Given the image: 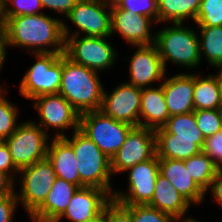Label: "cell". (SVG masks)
I'll list each match as a JSON object with an SVG mask.
<instances>
[{"mask_svg": "<svg viewBox=\"0 0 222 222\" xmlns=\"http://www.w3.org/2000/svg\"><path fill=\"white\" fill-rule=\"evenodd\" d=\"M112 201V194L97 187H82L73 194L65 212L55 221L68 218L72 222H85L99 218Z\"/></svg>", "mask_w": 222, "mask_h": 222, "instance_id": "9a60e30c", "label": "cell"}, {"mask_svg": "<svg viewBox=\"0 0 222 222\" xmlns=\"http://www.w3.org/2000/svg\"><path fill=\"white\" fill-rule=\"evenodd\" d=\"M14 180L6 173L0 171V197L14 193Z\"/></svg>", "mask_w": 222, "mask_h": 222, "instance_id": "b9f144b4", "label": "cell"}, {"mask_svg": "<svg viewBox=\"0 0 222 222\" xmlns=\"http://www.w3.org/2000/svg\"><path fill=\"white\" fill-rule=\"evenodd\" d=\"M151 207L171 215L181 222L186 218V214L191 204L172 186V184L160 173L157 175L155 190L151 202Z\"/></svg>", "mask_w": 222, "mask_h": 222, "instance_id": "7402d4cb", "label": "cell"}, {"mask_svg": "<svg viewBox=\"0 0 222 222\" xmlns=\"http://www.w3.org/2000/svg\"><path fill=\"white\" fill-rule=\"evenodd\" d=\"M129 61V84L139 88L152 87L155 81L164 80L166 70L155 44L136 46Z\"/></svg>", "mask_w": 222, "mask_h": 222, "instance_id": "2e32d148", "label": "cell"}, {"mask_svg": "<svg viewBox=\"0 0 222 222\" xmlns=\"http://www.w3.org/2000/svg\"><path fill=\"white\" fill-rule=\"evenodd\" d=\"M156 155L155 130L145 127H133L124 143L111 158L113 174L123 173L138 163L147 161Z\"/></svg>", "mask_w": 222, "mask_h": 222, "instance_id": "4fadbf2b", "label": "cell"}, {"mask_svg": "<svg viewBox=\"0 0 222 222\" xmlns=\"http://www.w3.org/2000/svg\"><path fill=\"white\" fill-rule=\"evenodd\" d=\"M64 36V54L73 62L99 73L113 67L117 51L107 42L109 37Z\"/></svg>", "mask_w": 222, "mask_h": 222, "instance_id": "9c48e42d", "label": "cell"}, {"mask_svg": "<svg viewBox=\"0 0 222 222\" xmlns=\"http://www.w3.org/2000/svg\"><path fill=\"white\" fill-rule=\"evenodd\" d=\"M19 205L17 192L0 197V222H12L16 208Z\"/></svg>", "mask_w": 222, "mask_h": 222, "instance_id": "74e56055", "label": "cell"}, {"mask_svg": "<svg viewBox=\"0 0 222 222\" xmlns=\"http://www.w3.org/2000/svg\"><path fill=\"white\" fill-rule=\"evenodd\" d=\"M158 24L183 23L189 18L196 20L201 0H157Z\"/></svg>", "mask_w": 222, "mask_h": 222, "instance_id": "484cf974", "label": "cell"}, {"mask_svg": "<svg viewBox=\"0 0 222 222\" xmlns=\"http://www.w3.org/2000/svg\"><path fill=\"white\" fill-rule=\"evenodd\" d=\"M13 6H9L8 4ZM1 17H16L22 15H37L42 8L40 0H0Z\"/></svg>", "mask_w": 222, "mask_h": 222, "instance_id": "1f68e13d", "label": "cell"}, {"mask_svg": "<svg viewBox=\"0 0 222 222\" xmlns=\"http://www.w3.org/2000/svg\"><path fill=\"white\" fill-rule=\"evenodd\" d=\"M159 173L190 203L200 204L206 193L191 178L184 160L158 158Z\"/></svg>", "mask_w": 222, "mask_h": 222, "instance_id": "d6986e66", "label": "cell"}, {"mask_svg": "<svg viewBox=\"0 0 222 222\" xmlns=\"http://www.w3.org/2000/svg\"><path fill=\"white\" fill-rule=\"evenodd\" d=\"M78 186L56 178L45 201L30 215L33 222H55L67 209Z\"/></svg>", "mask_w": 222, "mask_h": 222, "instance_id": "ffe728a7", "label": "cell"}, {"mask_svg": "<svg viewBox=\"0 0 222 222\" xmlns=\"http://www.w3.org/2000/svg\"><path fill=\"white\" fill-rule=\"evenodd\" d=\"M85 222H104L103 221V215L100 216L99 218L93 219V220H89V221H85Z\"/></svg>", "mask_w": 222, "mask_h": 222, "instance_id": "ee69618b", "label": "cell"}, {"mask_svg": "<svg viewBox=\"0 0 222 222\" xmlns=\"http://www.w3.org/2000/svg\"><path fill=\"white\" fill-rule=\"evenodd\" d=\"M217 78H218L219 83H220V87H221V97H222V74H217Z\"/></svg>", "mask_w": 222, "mask_h": 222, "instance_id": "bcb514c9", "label": "cell"}, {"mask_svg": "<svg viewBox=\"0 0 222 222\" xmlns=\"http://www.w3.org/2000/svg\"><path fill=\"white\" fill-rule=\"evenodd\" d=\"M209 191L212 193L213 201H216L217 204L222 206V169L216 173L215 177L211 181Z\"/></svg>", "mask_w": 222, "mask_h": 222, "instance_id": "60d3db41", "label": "cell"}, {"mask_svg": "<svg viewBox=\"0 0 222 222\" xmlns=\"http://www.w3.org/2000/svg\"><path fill=\"white\" fill-rule=\"evenodd\" d=\"M53 166L57 178L80 188L77 159L72 146L62 137H53L46 156Z\"/></svg>", "mask_w": 222, "mask_h": 222, "instance_id": "44dd1931", "label": "cell"}, {"mask_svg": "<svg viewBox=\"0 0 222 222\" xmlns=\"http://www.w3.org/2000/svg\"><path fill=\"white\" fill-rule=\"evenodd\" d=\"M115 6L122 10H130L135 14L145 15L158 23L157 0H119Z\"/></svg>", "mask_w": 222, "mask_h": 222, "instance_id": "e575fe53", "label": "cell"}, {"mask_svg": "<svg viewBox=\"0 0 222 222\" xmlns=\"http://www.w3.org/2000/svg\"><path fill=\"white\" fill-rule=\"evenodd\" d=\"M42 8H49L66 17L78 0H40Z\"/></svg>", "mask_w": 222, "mask_h": 222, "instance_id": "ab89813d", "label": "cell"}, {"mask_svg": "<svg viewBox=\"0 0 222 222\" xmlns=\"http://www.w3.org/2000/svg\"><path fill=\"white\" fill-rule=\"evenodd\" d=\"M32 100L40 117L37 124L45 132L51 127L61 131L53 137H65L67 128L74 129V132L79 129L80 114L61 94H44Z\"/></svg>", "mask_w": 222, "mask_h": 222, "instance_id": "8fae6325", "label": "cell"}, {"mask_svg": "<svg viewBox=\"0 0 222 222\" xmlns=\"http://www.w3.org/2000/svg\"><path fill=\"white\" fill-rule=\"evenodd\" d=\"M140 127L156 130L162 127L170 117L162 85L142 88L140 106Z\"/></svg>", "mask_w": 222, "mask_h": 222, "instance_id": "603a6c76", "label": "cell"}, {"mask_svg": "<svg viewBox=\"0 0 222 222\" xmlns=\"http://www.w3.org/2000/svg\"><path fill=\"white\" fill-rule=\"evenodd\" d=\"M155 33V46L166 70V63L182 65L185 68H195L201 61L199 36L183 23H173Z\"/></svg>", "mask_w": 222, "mask_h": 222, "instance_id": "277c9868", "label": "cell"}, {"mask_svg": "<svg viewBox=\"0 0 222 222\" xmlns=\"http://www.w3.org/2000/svg\"><path fill=\"white\" fill-rule=\"evenodd\" d=\"M132 216L133 222H179L171 215L147 205H123Z\"/></svg>", "mask_w": 222, "mask_h": 222, "instance_id": "836d02e7", "label": "cell"}, {"mask_svg": "<svg viewBox=\"0 0 222 222\" xmlns=\"http://www.w3.org/2000/svg\"><path fill=\"white\" fill-rule=\"evenodd\" d=\"M72 139L63 137L73 148L80 175V188L97 187L113 194L110 177L111 159L80 129L72 133Z\"/></svg>", "mask_w": 222, "mask_h": 222, "instance_id": "3957f363", "label": "cell"}, {"mask_svg": "<svg viewBox=\"0 0 222 222\" xmlns=\"http://www.w3.org/2000/svg\"><path fill=\"white\" fill-rule=\"evenodd\" d=\"M0 171L8 174L14 181V176H17L14 174H19V170L12 161L9 148L5 141H0Z\"/></svg>", "mask_w": 222, "mask_h": 222, "instance_id": "f35d334b", "label": "cell"}, {"mask_svg": "<svg viewBox=\"0 0 222 222\" xmlns=\"http://www.w3.org/2000/svg\"><path fill=\"white\" fill-rule=\"evenodd\" d=\"M107 11V12H106ZM78 30L72 34L63 20L64 36L111 37V4L107 0L77 1L66 16Z\"/></svg>", "mask_w": 222, "mask_h": 222, "instance_id": "ba28073f", "label": "cell"}, {"mask_svg": "<svg viewBox=\"0 0 222 222\" xmlns=\"http://www.w3.org/2000/svg\"><path fill=\"white\" fill-rule=\"evenodd\" d=\"M194 182L207 193L211 181L220 170L217 165L203 152L184 160Z\"/></svg>", "mask_w": 222, "mask_h": 222, "instance_id": "83f0119b", "label": "cell"}, {"mask_svg": "<svg viewBox=\"0 0 222 222\" xmlns=\"http://www.w3.org/2000/svg\"><path fill=\"white\" fill-rule=\"evenodd\" d=\"M152 23L156 24L150 17L111 5L112 36L117 32L133 46L150 45L155 42V34L152 35L150 30Z\"/></svg>", "mask_w": 222, "mask_h": 222, "instance_id": "e0dca14e", "label": "cell"}, {"mask_svg": "<svg viewBox=\"0 0 222 222\" xmlns=\"http://www.w3.org/2000/svg\"><path fill=\"white\" fill-rule=\"evenodd\" d=\"M202 152L207 154L219 169H222V130L205 138Z\"/></svg>", "mask_w": 222, "mask_h": 222, "instance_id": "d590c367", "label": "cell"}, {"mask_svg": "<svg viewBox=\"0 0 222 222\" xmlns=\"http://www.w3.org/2000/svg\"><path fill=\"white\" fill-rule=\"evenodd\" d=\"M19 174L21 189L17 199L30 216L45 201L57 176L47 157L22 168Z\"/></svg>", "mask_w": 222, "mask_h": 222, "instance_id": "30bf717a", "label": "cell"}, {"mask_svg": "<svg viewBox=\"0 0 222 222\" xmlns=\"http://www.w3.org/2000/svg\"><path fill=\"white\" fill-rule=\"evenodd\" d=\"M162 128L173 134V139L195 140V143L203 148L205 138L197 127L195 110L186 114L171 115Z\"/></svg>", "mask_w": 222, "mask_h": 222, "instance_id": "4316f807", "label": "cell"}, {"mask_svg": "<svg viewBox=\"0 0 222 222\" xmlns=\"http://www.w3.org/2000/svg\"><path fill=\"white\" fill-rule=\"evenodd\" d=\"M6 89L0 91V141L11 136L17 128L18 108L5 97Z\"/></svg>", "mask_w": 222, "mask_h": 222, "instance_id": "f546056e", "label": "cell"}, {"mask_svg": "<svg viewBox=\"0 0 222 222\" xmlns=\"http://www.w3.org/2000/svg\"><path fill=\"white\" fill-rule=\"evenodd\" d=\"M195 23L196 28L222 26V0H201Z\"/></svg>", "mask_w": 222, "mask_h": 222, "instance_id": "4dcf8cb0", "label": "cell"}, {"mask_svg": "<svg viewBox=\"0 0 222 222\" xmlns=\"http://www.w3.org/2000/svg\"><path fill=\"white\" fill-rule=\"evenodd\" d=\"M157 158L185 160L202 152L195 140L173 139L162 127L155 130Z\"/></svg>", "mask_w": 222, "mask_h": 222, "instance_id": "cb8c5ba5", "label": "cell"}, {"mask_svg": "<svg viewBox=\"0 0 222 222\" xmlns=\"http://www.w3.org/2000/svg\"><path fill=\"white\" fill-rule=\"evenodd\" d=\"M216 68L220 69L216 74H222V62Z\"/></svg>", "mask_w": 222, "mask_h": 222, "instance_id": "7dc6e473", "label": "cell"}, {"mask_svg": "<svg viewBox=\"0 0 222 222\" xmlns=\"http://www.w3.org/2000/svg\"><path fill=\"white\" fill-rule=\"evenodd\" d=\"M0 26H4V23L1 21V3H0Z\"/></svg>", "mask_w": 222, "mask_h": 222, "instance_id": "681fc988", "label": "cell"}, {"mask_svg": "<svg viewBox=\"0 0 222 222\" xmlns=\"http://www.w3.org/2000/svg\"><path fill=\"white\" fill-rule=\"evenodd\" d=\"M36 62L25 72L20 82V94L34 99L44 94H58L62 79V54L34 53Z\"/></svg>", "mask_w": 222, "mask_h": 222, "instance_id": "5b68a950", "label": "cell"}, {"mask_svg": "<svg viewBox=\"0 0 222 222\" xmlns=\"http://www.w3.org/2000/svg\"><path fill=\"white\" fill-rule=\"evenodd\" d=\"M111 5H115L119 0H107Z\"/></svg>", "mask_w": 222, "mask_h": 222, "instance_id": "c3c4849f", "label": "cell"}, {"mask_svg": "<svg viewBox=\"0 0 222 222\" xmlns=\"http://www.w3.org/2000/svg\"><path fill=\"white\" fill-rule=\"evenodd\" d=\"M6 46H8V42H7L5 27L0 26V71L7 56Z\"/></svg>", "mask_w": 222, "mask_h": 222, "instance_id": "7bdbcfd3", "label": "cell"}, {"mask_svg": "<svg viewBox=\"0 0 222 222\" xmlns=\"http://www.w3.org/2000/svg\"><path fill=\"white\" fill-rule=\"evenodd\" d=\"M182 222H199L198 220L191 218V217H187L185 218Z\"/></svg>", "mask_w": 222, "mask_h": 222, "instance_id": "f6af8a7d", "label": "cell"}, {"mask_svg": "<svg viewBox=\"0 0 222 222\" xmlns=\"http://www.w3.org/2000/svg\"><path fill=\"white\" fill-rule=\"evenodd\" d=\"M128 189L125 191H114L112 200L121 205H147L151 202L155 190L157 175L159 174V163L157 155L153 158L138 163L128 168Z\"/></svg>", "mask_w": 222, "mask_h": 222, "instance_id": "7c38bea8", "label": "cell"}, {"mask_svg": "<svg viewBox=\"0 0 222 222\" xmlns=\"http://www.w3.org/2000/svg\"><path fill=\"white\" fill-rule=\"evenodd\" d=\"M133 128L116 121L100 110L80 114L79 129L110 159L116 154Z\"/></svg>", "mask_w": 222, "mask_h": 222, "instance_id": "52a82bcc", "label": "cell"}, {"mask_svg": "<svg viewBox=\"0 0 222 222\" xmlns=\"http://www.w3.org/2000/svg\"><path fill=\"white\" fill-rule=\"evenodd\" d=\"M104 87L98 72L77 64L62 54L61 94L79 114L100 110Z\"/></svg>", "mask_w": 222, "mask_h": 222, "instance_id": "7a4b0ae2", "label": "cell"}, {"mask_svg": "<svg viewBox=\"0 0 222 222\" xmlns=\"http://www.w3.org/2000/svg\"><path fill=\"white\" fill-rule=\"evenodd\" d=\"M104 222H133L131 213L120 203L112 200L105 208Z\"/></svg>", "mask_w": 222, "mask_h": 222, "instance_id": "8d00e7d4", "label": "cell"}, {"mask_svg": "<svg viewBox=\"0 0 222 222\" xmlns=\"http://www.w3.org/2000/svg\"><path fill=\"white\" fill-rule=\"evenodd\" d=\"M48 135V132L34 121H25L18 124L13 134L4 140L18 170L46 158L49 146Z\"/></svg>", "mask_w": 222, "mask_h": 222, "instance_id": "8992f818", "label": "cell"}, {"mask_svg": "<svg viewBox=\"0 0 222 222\" xmlns=\"http://www.w3.org/2000/svg\"><path fill=\"white\" fill-rule=\"evenodd\" d=\"M200 58L217 67L222 62V26L200 27ZM203 55V56H202Z\"/></svg>", "mask_w": 222, "mask_h": 222, "instance_id": "f1b7e54d", "label": "cell"}, {"mask_svg": "<svg viewBox=\"0 0 222 222\" xmlns=\"http://www.w3.org/2000/svg\"><path fill=\"white\" fill-rule=\"evenodd\" d=\"M195 120L204 138L213 136L222 130L221 109L196 110Z\"/></svg>", "mask_w": 222, "mask_h": 222, "instance_id": "d6a6232c", "label": "cell"}, {"mask_svg": "<svg viewBox=\"0 0 222 222\" xmlns=\"http://www.w3.org/2000/svg\"><path fill=\"white\" fill-rule=\"evenodd\" d=\"M112 93L103 91L100 111L116 121L133 127L140 126V106L142 88L122 82Z\"/></svg>", "mask_w": 222, "mask_h": 222, "instance_id": "5bb4252c", "label": "cell"}, {"mask_svg": "<svg viewBox=\"0 0 222 222\" xmlns=\"http://www.w3.org/2000/svg\"><path fill=\"white\" fill-rule=\"evenodd\" d=\"M194 74V110H210L222 108L221 87L217 74L201 77Z\"/></svg>", "mask_w": 222, "mask_h": 222, "instance_id": "d4e9b609", "label": "cell"}, {"mask_svg": "<svg viewBox=\"0 0 222 222\" xmlns=\"http://www.w3.org/2000/svg\"><path fill=\"white\" fill-rule=\"evenodd\" d=\"M164 78L161 85L170 116L194 111V74L179 73Z\"/></svg>", "mask_w": 222, "mask_h": 222, "instance_id": "ac0fdd59", "label": "cell"}, {"mask_svg": "<svg viewBox=\"0 0 222 222\" xmlns=\"http://www.w3.org/2000/svg\"><path fill=\"white\" fill-rule=\"evenodd\" d=\"M1 21L4 23L8 46L25 47L33 54H64L63 20L41 13L1 17Z\"/></svg>", "mask_w": 222, "mask_h": 222, "instance_id": "6da1fadb", "label": "cell"}]
</instances>
